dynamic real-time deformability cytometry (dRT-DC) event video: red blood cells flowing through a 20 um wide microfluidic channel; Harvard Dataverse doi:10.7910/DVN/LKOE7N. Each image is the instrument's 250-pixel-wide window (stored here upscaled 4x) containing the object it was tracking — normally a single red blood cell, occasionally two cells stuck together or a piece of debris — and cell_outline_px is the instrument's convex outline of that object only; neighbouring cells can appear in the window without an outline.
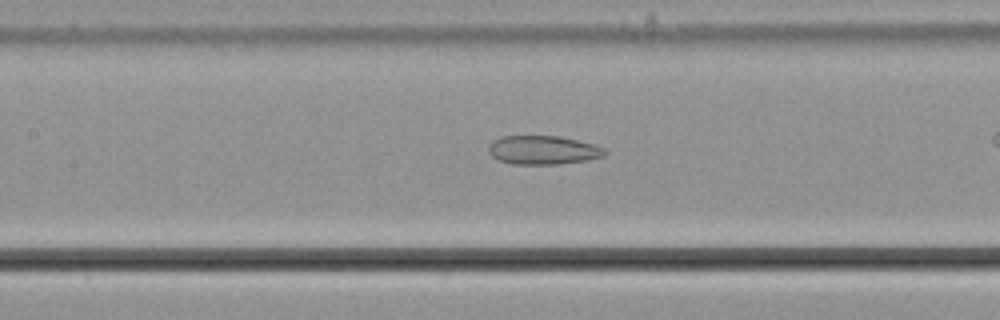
{"species": "common noctule bat (a hibernating species)", "species_latin": "Nyctalus noctula", "temperature_condition": "cold", "stored_images_in_passage": 44, "camera_frame_rate_fps": 3000, "um_per_image_px": 0.085, "animal": {"sex": "male", "body_mass_g": 21.5, "forearm_length_mm": 52.0}, "frame": {"image": 1, "passage_image": 26, "time_ms": 8.333, "image_size_px": [1000, 320], "cell_outline_px": [[608, 152], [604, 156], [588, 160], [560, 164], [512, 164], [500, 160], [492, 156], [488, 152], [488, 148], [492, 140], [500, 136], [560, 136], [596, 144], [604, 148]], "centroid_in_image_um": [46.18, 12.75], "position_along_channel_um": 161.2, "area_um2": 19.71}}